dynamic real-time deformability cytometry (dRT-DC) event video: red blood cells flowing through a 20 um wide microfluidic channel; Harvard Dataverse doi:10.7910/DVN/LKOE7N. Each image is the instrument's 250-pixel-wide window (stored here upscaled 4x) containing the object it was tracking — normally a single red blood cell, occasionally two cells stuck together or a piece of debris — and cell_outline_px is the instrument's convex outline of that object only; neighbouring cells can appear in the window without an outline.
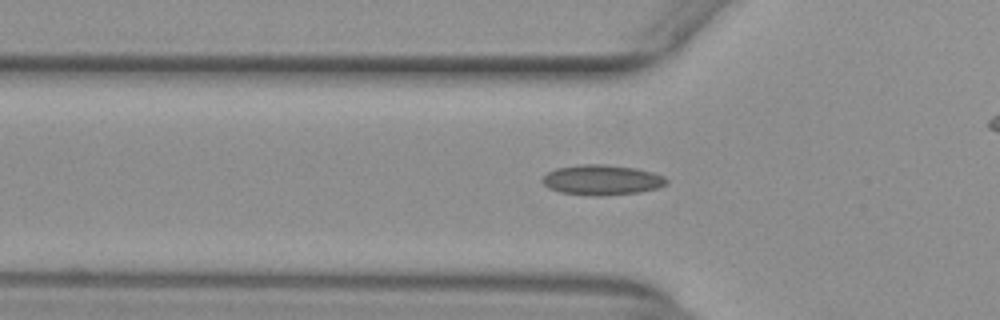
{"species": "common noctule bat (a hibernating species)", "species_latin": "Nyctalus noctula", "temperature_condition": "warm", "stored_images_in_passage": 31, "camera_frame_rate_fps": 3000, "um_per_image_px": 0.085, "animal": {"sex": "female", "body_mass_g": 29.2, "forearm_length_mm": 56.3}, "frame": {"image": 1, "passage_image": 3, "time_ms": 0.667, "image_size_px": [1000, 320], "cell_outline_px": [[668, 184], [660, 188], [640, 192], [604, 196], [600, 196], [560, 192], [548, 188], [540, 180], [548, 172], [556, 168], [580, 164], [604, 164], [636, 168], [652, 172], [664, 176], [668, 180]], "centroid_in_image_um": [51.19, 15.29], "position_along_channel_um": 74.6, "area_um2": 22.02}}
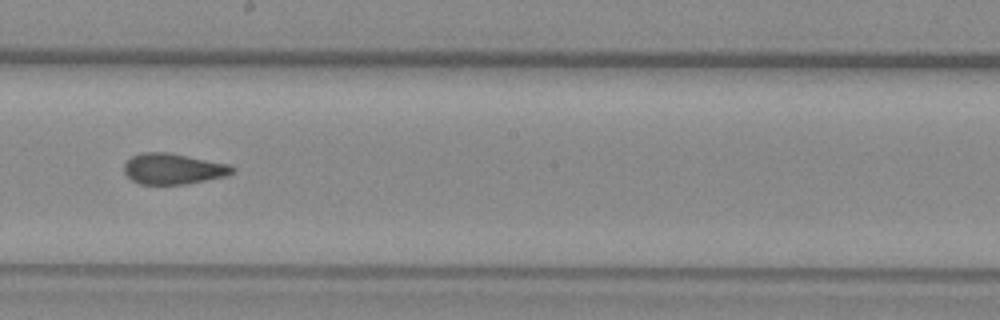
{"frame": {"image": 2, "passage_image": 15, "time_ms": 4.667, "image_size_px": [1000, 320], "cell_outline_px": [[236, 168], [228, 176], [184, 184], [140, 184], [132, 180], [124, 172], [124, 164], [132, 156], [144, 152], [168, 152], [228, 164]], "centroid_in_image_um": [14.72, 14.35], "position_along_channel_um": 233.5, "area_um2": 19.31}}
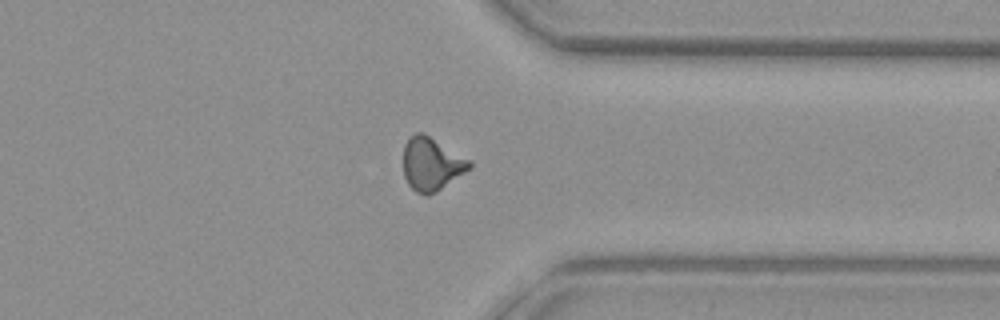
{"frame": {"image": 3, "passage_image": 26, "time_ms": 8.333, "image_size_px": [1000, 320], "cell_outline_px": [[472, 168], [436, 192], [428, 196], [424, 196], [416, 192], [408, 184], [404, 176], [404, 144], [408, 136], [416, 132], [424, 132], [472, 160]], "centroid_in_image_um": [36.69, 13.92], "position_along_channel_um": 374.7, "area_um2": 20.92}}